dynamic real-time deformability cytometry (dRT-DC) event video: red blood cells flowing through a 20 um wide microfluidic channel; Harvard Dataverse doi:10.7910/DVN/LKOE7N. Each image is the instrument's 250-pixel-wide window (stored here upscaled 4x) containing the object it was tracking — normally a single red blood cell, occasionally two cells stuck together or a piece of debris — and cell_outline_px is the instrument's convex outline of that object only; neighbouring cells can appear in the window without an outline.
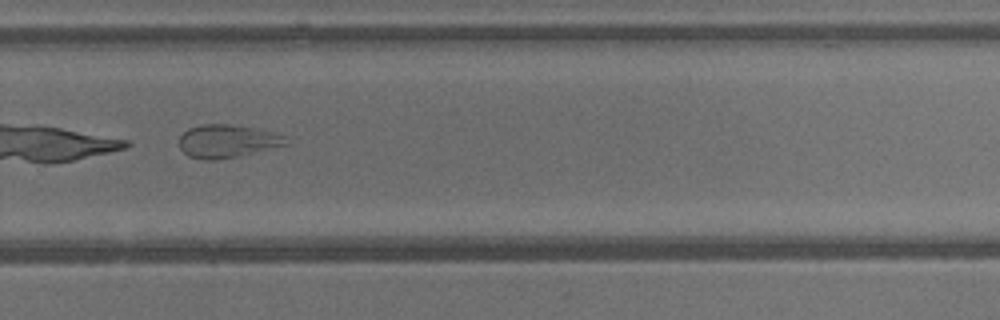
{"species": "common noctule bat (a hibernating species)", "species_latin": "Nyctalus noctula", "temperature_condition": "warm", "stored_images_in_passage": 27, "camera_frame_rate_fps": 3000, "um_per_image_px": 0.085, "animal": {"sex": "male", "body_mass_g": 13.3}, "frame": {"image": 1, "passage_image": 16, "time_ms": 5.0, "image_size_px": [1000, 320], "cell_outline_px": [[288, 144], [236, 156], [216, 160], [200, 160], [188, 156], [180, 148], [180, 136], [188, 128], [200, 124], [228, 124], [252, 128], [272, 132], [284, 136]], "centroid_in_image_um": [19.25, 12.0], "position_along_channel_um": 310.6, "area_um2": 20.23}}